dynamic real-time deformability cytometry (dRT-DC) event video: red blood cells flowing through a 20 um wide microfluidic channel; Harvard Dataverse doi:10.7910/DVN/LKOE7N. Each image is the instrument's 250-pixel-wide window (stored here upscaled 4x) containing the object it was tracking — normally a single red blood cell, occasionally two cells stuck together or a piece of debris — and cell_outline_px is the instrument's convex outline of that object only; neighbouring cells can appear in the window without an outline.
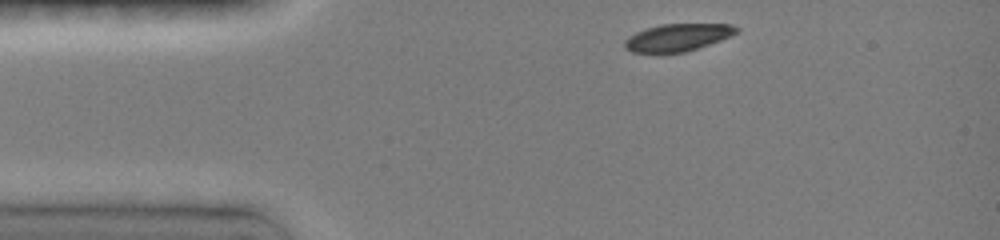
{"species": "common noctule bat (a hibernating species)", "species_latin": "Nyctalus noctula", "temperature_condition": "room temperature", "stored_images_in_passage": 25, "camera_frame_rate_fps": 3000, "um_per_image_px": 0.085, "animal": {"sex": "female", "body_mass_g": 19.0, "forearm_length_mm": 51.5}, "frame": {"image": 1, "passage_image": 1, "time_ms": 0.0, "image_size_px": [1000, 240], "cell_outline_px": [[740, 28], [736, 32], [720, 40], [684, 52], [660, 56], [632, 52], [624, 48], [624, 40], [628, 36], [644, 28], [660, 24], [732, 24]], "centroid_in_image_um": [57.48, 3.22], "position_along_channel_um": 27.5, "area_um2": 18.38}}
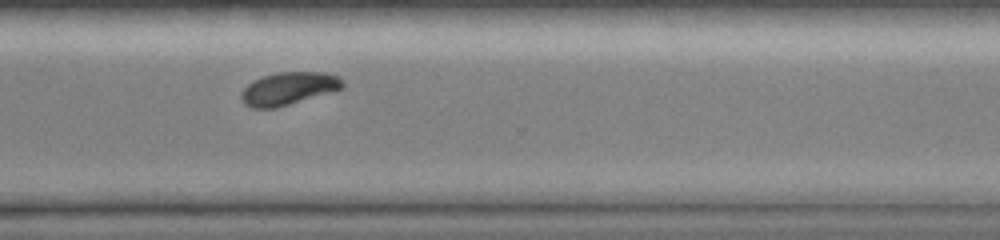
{"frame": {"image": 2, "passage_image": 19, "time_ms": 9.0, "image_size_px": [1000, 240], "cell_outline_px": [[344, 84], [340, 88], [276, 108], [252, 108], [244, 104], [240, 96], [244, 88], [252, 80], [276, 72], [324, 72], [336, 76]], "centroid_in_image_um": [24.43, 7.52], "position_along_channel_um": 346.2, "area_um2": 18.84}}
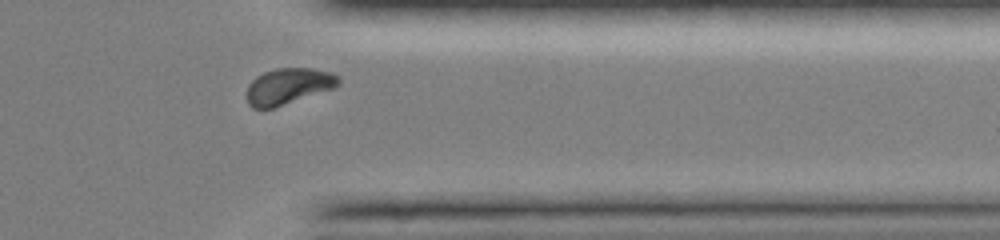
{"frame": {"image": 3, "passage_image": 21, "time_ms": 10.0, "image_size_px": [1000, 240], "cell_outline_px": [[340, 84], [336, 88], [272, 108], [252, 108], [248, 104], [248, 84], [256, 76], [264, 72], [276, 68], [312, 68], [332, 72], [340, 76]], "centroid_in_image_um": [24.56, 7.31], "position_along_channel_um": 386.8, "area_um2": 19.42}, "authors_computed_cell_mechanics": {"area_um2": 19.7098, "velocity_mm_per_s": 4.0518, "shape_relaxation_time_tau1_ms": 2.01, "shape_relaxation_time_tau2_ms": null, "deformation_change_tau1": 0.1109, "deformation_change_tau2": null}}